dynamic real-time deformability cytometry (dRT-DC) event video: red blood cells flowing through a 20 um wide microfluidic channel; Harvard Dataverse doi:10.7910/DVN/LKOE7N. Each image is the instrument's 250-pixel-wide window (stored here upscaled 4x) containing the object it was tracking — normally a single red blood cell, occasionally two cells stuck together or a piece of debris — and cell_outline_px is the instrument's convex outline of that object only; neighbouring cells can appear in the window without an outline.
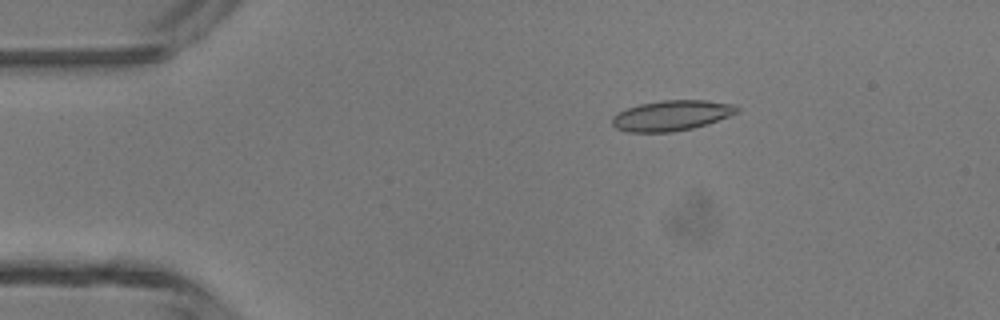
{"species": "common noctule bat (a hibernating species)", "species_latin": "Nyctalus noctula", "temperature_condition": "room temperature", "stored_images_in_passage": 47, "camera_frame_rate_fps": 3000, "um_per_image_px": 0.085, "animal": {"sex": "male", "body_mass_g": 13.3}, "frame": {"image": 1, "passage_image": 8, "time_ms": 2.333, "image_size_px": [1000, 320], "cell_outline_px": [[740, 112], [692, 128], [672, 132], [628, 132], [616, 128], [612, 124], [612, 116], [628, 108], [640, 104], [664, 100], [704, 100], [736, 104], [740, 108]], "centroid_in_image_um": [57.1, 9.81], "position_along_channel_um": 27.9, "area_um2": 21.91}}
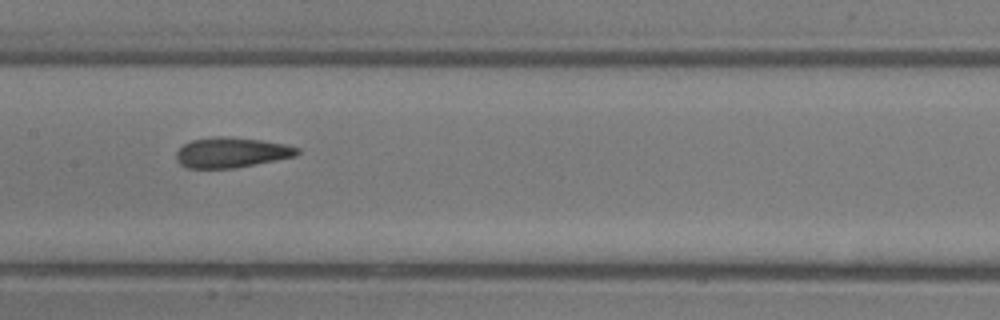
{"frame": {"image": 2, "passage_image": 23, "time_ms": 7.333, "image_size_px": [1000, 320], "cell_outline_px": [[300, 152], [296, 156], [236, 168], [188, 168], [180, 164], [176, 160], [176, 152], [184, 144], [192, 140], [216, 136], [220, 136], [264, 140], [284, 144], [300, 148]], "centroid_in_image_um": [19.68, 12.96], "position_along_channel_um": 187.7, "area_um2": 21.33}}
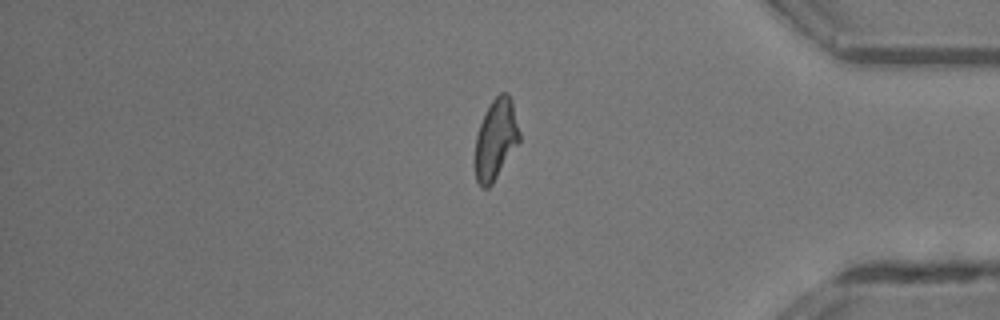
{"frame": {"image": 3, "passage_image": 39, "time_ms": 12.667, "image_size_px": [1000, 320], "cell_outline_px": [[520, 140], [492, 184], [488, 188], [480, 188], [476, 180], [472, 164], [476, 136], [480, 124], [492, 100], [500, 92], [508, 92], [512, 100], [520, 132]], "centroid_in_image_um": [42.1, 11.88], "position_along_channel_um": 393.1, "area_um2": 21.15}, "authors_computed_cell_mechanics": {"area_um2": 21.3282, "velocity_mm_per_s": 4.3814, "shape_relaxation_time_tau1_ms": 9.2279, "shape_relaxation_time_tau2_ms": 1.7458, "deformation_change_tau1": 0.2284, "deformation_change_tau2": 0.0753}}